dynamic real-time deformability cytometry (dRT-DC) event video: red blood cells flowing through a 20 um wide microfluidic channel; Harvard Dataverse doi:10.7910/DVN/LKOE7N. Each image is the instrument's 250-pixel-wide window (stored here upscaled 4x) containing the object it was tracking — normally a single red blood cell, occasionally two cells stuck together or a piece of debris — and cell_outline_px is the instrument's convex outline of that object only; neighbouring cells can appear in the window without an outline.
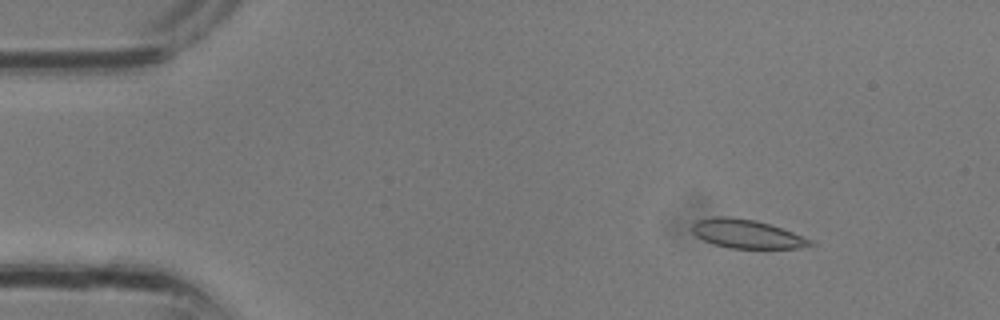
{"species": "common noctule bat (a hibernating species)", "species_latin": "Nyctalus noctula", "temperature_condition": "room temperature", "stored_images_in_passage": 29, "camera_frame_rate_fps": 3000, "um_per_image_px": 0.085, "animal": {"sex": "male", "body_mass_g": 13.3}, "frame": {"image": 1, "passage_image": 1, "time_ms": 0.0, "image_size_px": [1000, 320], "cell_outline_px": [[816, 244], [796, 248], [728, 248], [704, 240], [696, 236], [692, 232], [692, 224], [696, 220], [712, 216], [728, 216], [752, 220], [768, 224], [792, 232], [812, 240]], "centroid_in_image_um": [63.43, 19.88], "position_along_channel_um": 21.6, "area_um2": 19.54}}
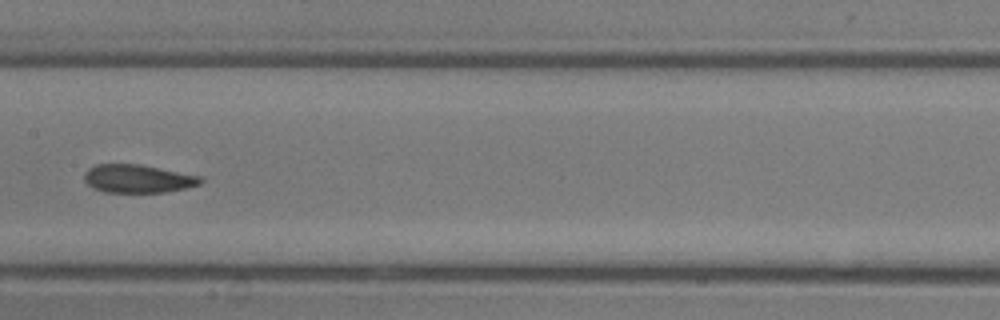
{"frame": {"image": 2, "passage_image": 13, "time_ms": 4.0, "image_size_px": [1000, 320], "cell_outline_px": [[204, 180], [200, 184], [184, 188], [164, 192], [104, 192], [92, 188], [84, 180], [84, 172], [88, 168], [96, 164], [140, 164], [200, 176]], "centroid_in_image_um": [11.68, 15.18], "position_along_channel_um": 195.7, "area_um2": 19.07}}
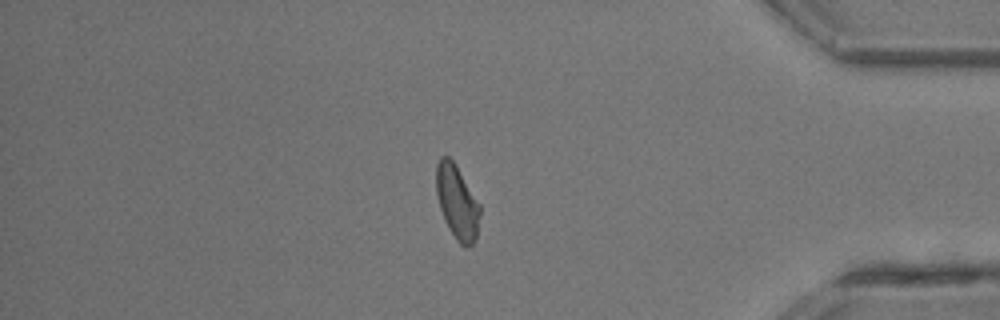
{"frame": {"image": 3, "passage_image": 24, "time_ms": 7.667, "image_size_px": [1000, 320], "cell_outline_px": [[480, 216], [476, 240], [468, 248], [464, 248], [456, 240], [444, 220], [440, 208], [436, 192], [436, 164], [440, 156], [448, 156], [456, 164], [480, 204]], "centroid_in_image_um": [38.86, 17.19], "position_along_channel_um": 396.3, "area_um2": 19.07}}